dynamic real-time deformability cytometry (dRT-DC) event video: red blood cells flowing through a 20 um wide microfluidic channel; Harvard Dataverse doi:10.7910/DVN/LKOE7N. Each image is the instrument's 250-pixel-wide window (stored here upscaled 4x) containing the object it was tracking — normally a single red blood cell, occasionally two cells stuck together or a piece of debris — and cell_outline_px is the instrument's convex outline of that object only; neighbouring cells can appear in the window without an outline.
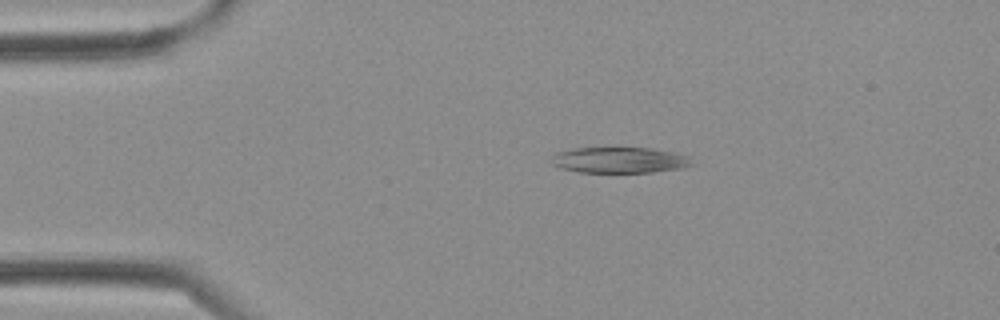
{"species": "Egyptian fruit bat (a non-hibernating species)", "species_latin": "Rousettus aegyptiacus", "temperature_condition": "cold", "stored_images_in_passage": 3, "camera_frame_rate_fps": 3000, "um_per_image_px": 0.085, "frame": {"image": 1, "passage_image": 2, "time_ms": 0.333, "image_size_px": [1000, 320], "cell_outline_px": [[692, 164], [680, 168], [652, 172], [580, 172], [560, 168], [552, 164], [552, 156], [556, 152], [572, 148], [652, 148], [672, 152], [688, 156]], "centroid_in_image_um": [52.6, 13.6], "position_along_channel_um": 32.4, "area_um2": 20.98}}
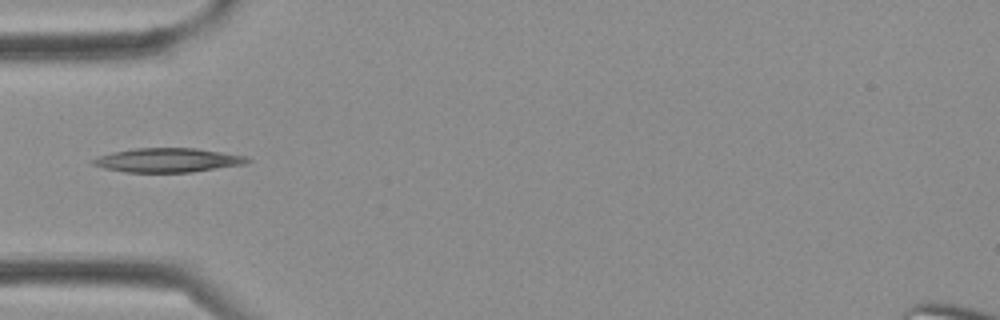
{"frame": {"image": 2, "passage_image": 3, "time_ms": 0.667, "image_size_px": [1000, 320], "cell_outline_px": [[252, 160], [248, 164], [192, 172], [124, 172], [104, 168], [92, 164], [92, 160], [100, 156], [112, 152], [136, 148], [196, 148], [248, 156]], "centroid_in_image_um": [14.34, 13.61], "position_along_channel_um": 70.7, "area_um2": 21.79}}